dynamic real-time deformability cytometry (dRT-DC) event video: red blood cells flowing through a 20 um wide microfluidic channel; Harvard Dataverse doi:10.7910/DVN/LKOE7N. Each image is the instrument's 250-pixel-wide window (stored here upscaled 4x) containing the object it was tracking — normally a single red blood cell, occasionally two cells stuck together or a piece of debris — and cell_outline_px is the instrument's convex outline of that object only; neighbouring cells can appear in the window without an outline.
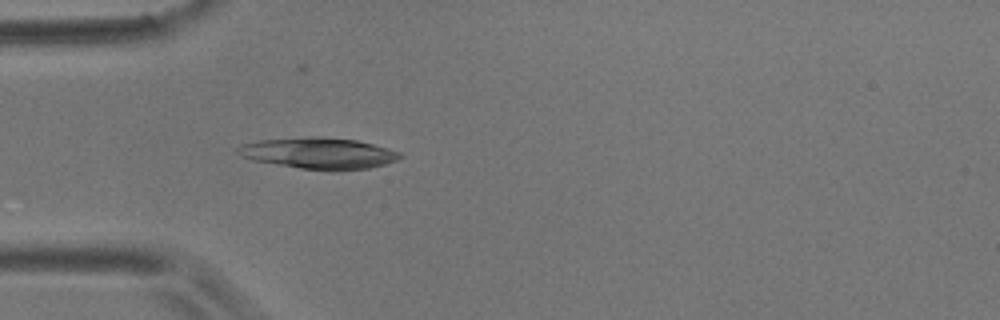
{"species": "common noctule bat (a hibernating species)", "species_latin": "Nyctalus noctula", "temperature_condition": "room temperature", "stored_images_in_passage": 39, "camera_frame_rate_fps": 3000, "um_per_image_px": 0.085, "animal": {"sex": "male", "body_mass_g": 17.9}, "frame": {"image": 1, "passage_image": 1, "time_ms": 0.0, "image_size_px": [1000, 320], "cell_outline_px": [[404, 156], [396, 160], [384, 164], [368, 168], [336, 172], [328, 172], [300, 168], [252, 160], [240, 156], [236, 148], [240, 144], [260, 140], [312, 136], [320, 136], [356, 140], [388, 148], [400, 152]], "centroid_in_image_um": [27.1, 13.03], "position_along_channel_um": 57.9, "area_um2": 29.88}}
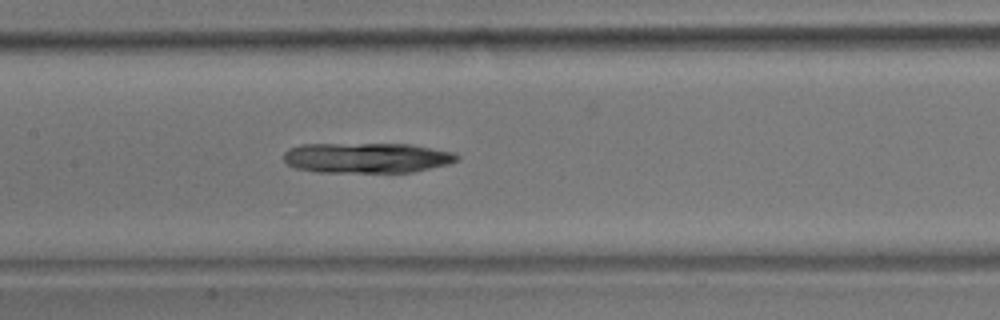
{"frame": {"image": 2, "passage_image": 11, "time_ms": 3.333, "image_size_px": [1000, 320], "cell_outline_px": [[460, 160], [448, 164], [412, 172], [316, 172], [296, 168], [288, 164], [284, 160], [284, 152], [288, 148], [300, 144], [412, 144], [452, 152], [460, 156]], "centroid_in_image_um": [31.17, 13.41], "position_along_channel_um": 176.2, "area_um2": 30.69}}
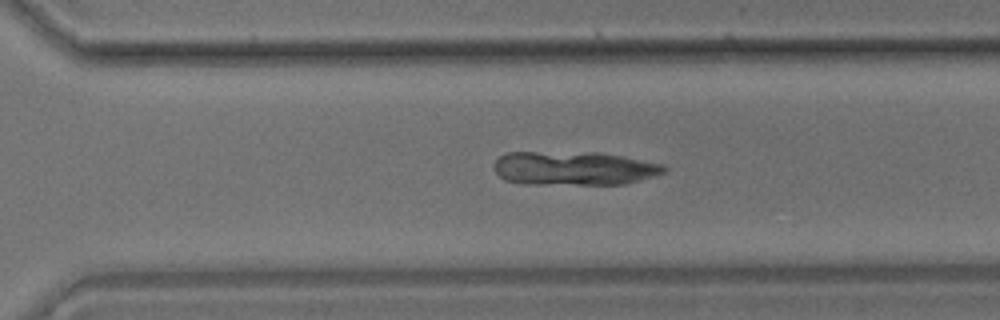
{"frame": {"image": 3, "passage_image": 23, "time_ms": 7.333, "image_size_px": [1000, 320], "cell_outline_px": [[668, 172], [624, 184], [524, 184], [504, 180], [496, 172], [496, 160], [500, 156], [508, 152], [600, 152], [664, 164], [668, 168]], "centroid_in_image_um": [48.82, 14.3], "position_along_channel_um": 321.8, "area_um2": 33.64}}